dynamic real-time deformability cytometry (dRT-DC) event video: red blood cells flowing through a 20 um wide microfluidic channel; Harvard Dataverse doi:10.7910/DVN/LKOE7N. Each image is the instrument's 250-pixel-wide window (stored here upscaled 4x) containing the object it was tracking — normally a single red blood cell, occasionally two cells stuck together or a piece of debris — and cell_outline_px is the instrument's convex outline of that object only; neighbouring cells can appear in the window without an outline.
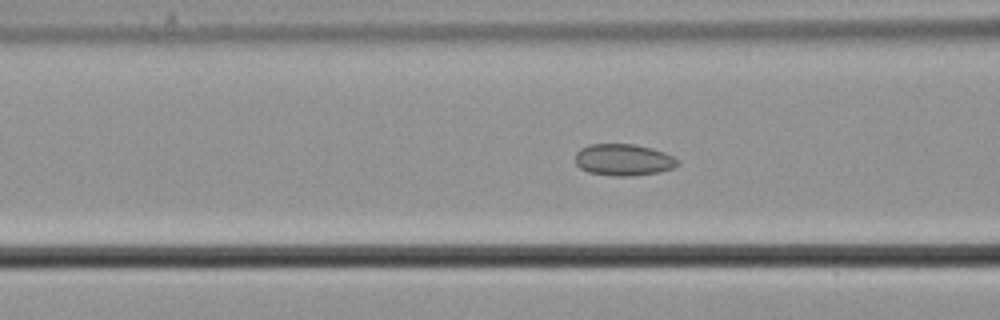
{"species": "common noctule bat (a hibernating species)", "species_latin": "Nyctalus noctula", "temperature_condition": "cold", "stored_images_in_passage": 5, "camera_frame_rate_fps": 3000, "um_per_image_px": 0.085, "animal": {"sex": "male", "body_mass_g": 21.5, "forearm_length_mm": 52.0}, "frame": {"image": 1, "passage_image": 3, "time_ms": 0.667, "image_size_px": [1000, 320], "cell_outline_px": [[680, 164], [672, 168], [660, 172], [632, 176], [612, 176], [588, 172], [580, 168], [576, 164], [576, 152], [580, 148], [588, 144], [636, 144], [652, 148], [664, 152], [672, 156]], "centroid_in_image_um": [52.98, 13.58], "position_along_channel_um": 113.6, "area_um2": 19.02}}